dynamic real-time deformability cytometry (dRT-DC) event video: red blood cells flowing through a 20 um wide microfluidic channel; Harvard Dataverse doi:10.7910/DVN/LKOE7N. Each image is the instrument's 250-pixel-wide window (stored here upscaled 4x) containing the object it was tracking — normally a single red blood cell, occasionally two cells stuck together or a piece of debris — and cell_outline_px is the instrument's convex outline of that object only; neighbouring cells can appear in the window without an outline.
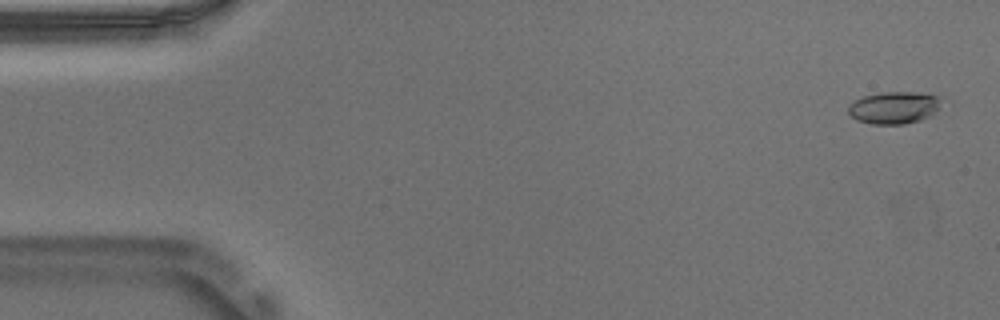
{"species": "Egyptian fruit bat (a non-hibernating species)", "species_latin": "Rousettus aegyptiacus", "temperature_condition": "warm", "stored_images_in_passage": 54, "camera_frame_rate_fps": 3000, "um_per_image_px": 0.085, "animal": {"sex": "male"}, "frame": {"image": 1, "passage_image": 2, "time_ms": 0.333, "image_size_px": [1000, 320], "cell_outline_px": [[936, 112], [920, 120], [904, 124], [872, 124], [856, 120], [848, 112], [848, 104], [864, 96], [880, 92], [924, 92], [936, 96]], "centroid_in_image_um": [75.91, 9.15], "position_along_channel_um": 9.1, "area_um2": 17.17}}
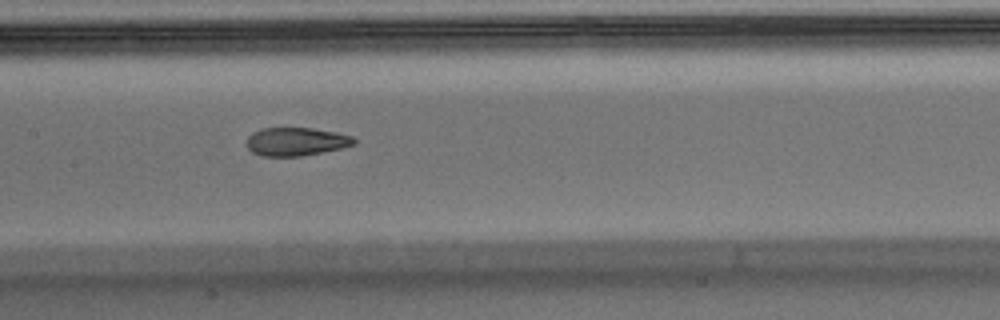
{"frame": {"image": 2, "passage_image": 26, "time_ms": 8.333, "image_size_px": [1000, 320], "cell_outline_px": [[356, 144], [340, 148], [300, 156], [260, 156], [252, 152], [248, 148], [248, 136], [252, 132], [260, 128], [312, 128], [336, 132], [352, 136], [356, 140]], "centroid_in_image_um": [25.15, 12.03], "position_along_channel_um": 182.2, "area_um2": 17.63}}
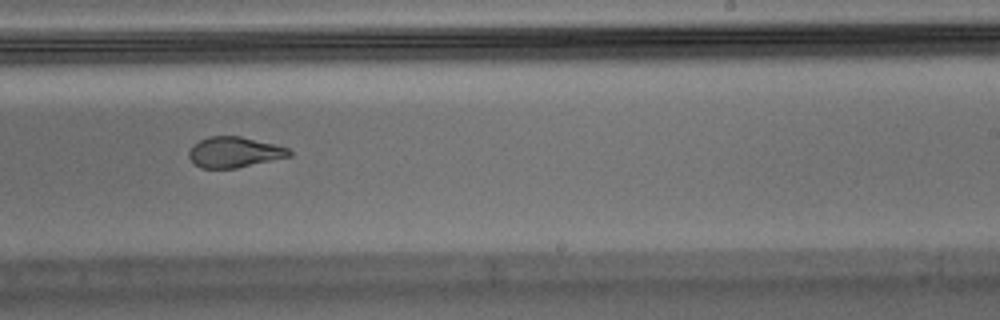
{"frame": {"image": 3, "passage_image": 33, "time_ms": 10.667, "image_size_px": [1000, 320], "cell_outline_px": [[292, 156], [236, 168], [200, 168], [188, 156], [188, 152], [192, 144], [208, 136], [240, 136], [276, 144], [288, 148], [292, 152]], "centroid_in_image_um": [19.92, 12.93], "position_along_channel_um": 269.1, "area_um2": 17.98}}